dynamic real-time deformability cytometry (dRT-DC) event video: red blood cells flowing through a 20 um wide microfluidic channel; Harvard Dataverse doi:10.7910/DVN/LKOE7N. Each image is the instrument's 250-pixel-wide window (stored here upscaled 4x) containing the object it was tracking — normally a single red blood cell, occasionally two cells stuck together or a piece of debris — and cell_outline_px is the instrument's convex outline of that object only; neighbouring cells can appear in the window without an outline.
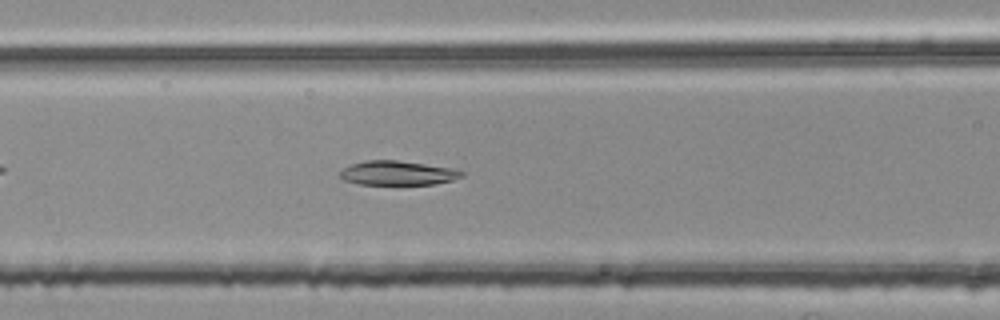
{"species": "common noctule bat (a hibernating species)", "species_latin": "Nyctalus noctula", "temperature_condition": "room temperature", "stored_images_in_passage": 41, "camera_frame_rate_fps": 3000, "um_per_image_px": 0.085, "animal": {"sex": "female", "body_mass_g": 25.1}, "frame": {"image": 1, "passage_image": 10, "time_ms": 3.0, "image_size_px": [1000, 320], "cell_outline_px": [[464, 176], [452, 180], [436, 184], [360, 184], [344, 180], [340, 176], [340, 172], [344, 168], [352, 164], [364, 160], [396, 160], [452, 168], [464, 172]], "centroid_in_image_um": [33.81, 14.7], "position_along_channel_um": 132.8, "area_um2": 17.05}}
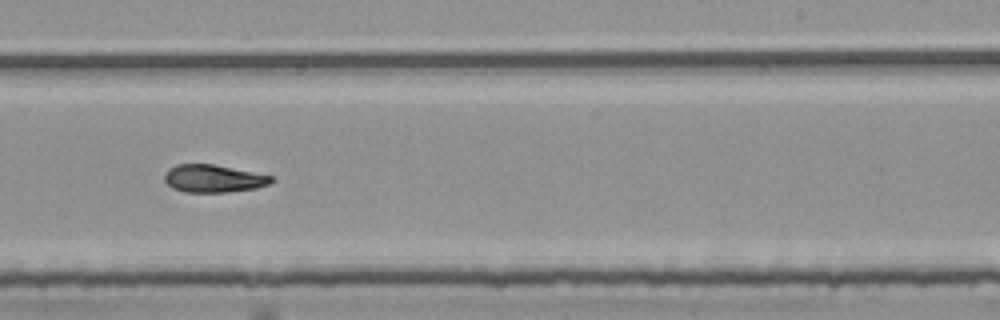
{"frame": {"image": 2, "passage_image": 21, "time_ms": 6.667, "image_size_px": [1000, 320], "cell_outline_px": [[272, 180], [268, 184], [256, 188], [224, 192], [184, 192], [172, 188], [164, 180], [164, 176], [168, 168], [176, 164], [212, 164], [272, 176]], "centroid_in_image_um": [18.07, 15.17], "position_along_channel_um": 270.9, "area_um2": 16.99}}
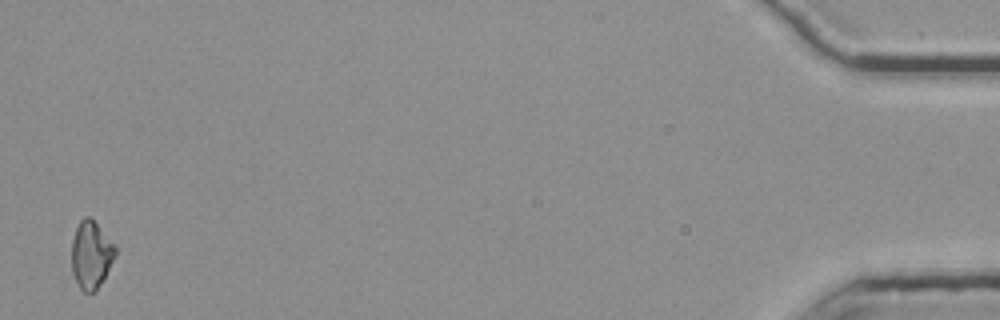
{"frame": {"image": 3, "passage_image": 41, "time_ms": 13.333, "image_size_px": [1000, 320], "cell_outline_px": [[116, 256], [104, 276], [96, 288], [92, 292], [84, 292], [80, 288], [72, 272], [72, 240], [76, 228], [80, 220], [84, 216], [88, 216], [96, 224], [116, 248]], "centroid_in_image_um": [7.72, 21.65], "position_along_channel_um": 427.5, "area_um2": 16.59}, "authors_computed_cell_mechanics": {"area_um2": 17.2244, "velocity_mm_per_s": 3.7803, "shape_relaxation_time_tau1_ms": 8.2654, "shape_relaxation_time_tau2_ms": 3.2827, "deformation_change_tau1": 0.2217, "deformation_change_tau2": 0.0783}}